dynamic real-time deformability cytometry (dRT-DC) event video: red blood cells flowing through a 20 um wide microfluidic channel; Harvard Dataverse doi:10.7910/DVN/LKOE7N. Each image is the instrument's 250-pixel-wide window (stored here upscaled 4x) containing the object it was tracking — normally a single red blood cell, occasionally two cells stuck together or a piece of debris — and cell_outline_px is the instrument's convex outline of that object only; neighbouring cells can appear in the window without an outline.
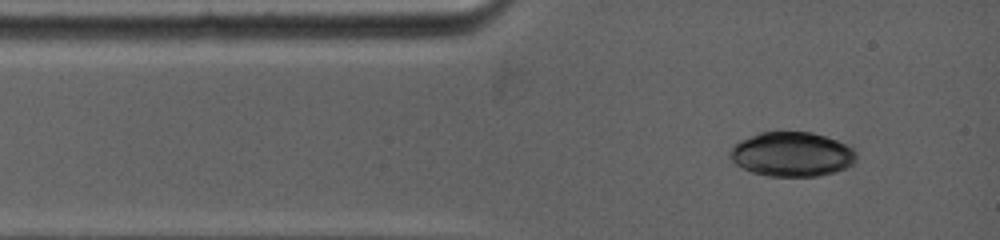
{"species": "common noctule bat (a hibernating species)", "species_latin": "Nyctalus noctula", "temperature_condition": "warm", "stored_images_in_passage": 4, "camera_frame_rate_fps": 5000, "um_per_image_px": 0.085, "animal": {"sex": "female", "body_mass_g": 19.0, "forearm_length_mm": 53.3}, "frame": {"image": 1, "passage_image": 2, "time_ms": 0.8, "image_size_px": [1000, 240], "cell_outline_px": [[856, 160], [852, 164], [836, 172], [820, 176], [768, 176], [752, 172], [736, 164], [728, 156], [728, 152], [732, 144], [740, 140], [760, 132], [808, 132], [824, 136], [852, 144], [856, 152]], "centroid_in_image_um": [67.32, 13.11], "position_along_channel_um": 17.7, "area_um2": 33.12}}
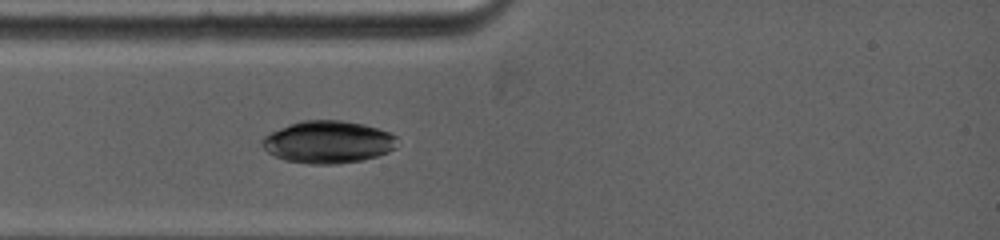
{"frame": {"image": 2, "passage_image": 4, "time_ms": 2.4, "image_size_px": [1000, 240], "cell_outline_px": [[396, 148], [388, 152], [376, 156], [360, 160], [336, 164], [312, 164], [284, 160], [272, 156], [260, 144], [264, 136], [272, 132], [292, 124], [304, 120], [340, 120], [364, 124], [388, 132], [396, 136]], "centroid_in_image_um": [27.87, 12.08], "position_along_channel_um": 57.1, "area_um2": 33.12}}